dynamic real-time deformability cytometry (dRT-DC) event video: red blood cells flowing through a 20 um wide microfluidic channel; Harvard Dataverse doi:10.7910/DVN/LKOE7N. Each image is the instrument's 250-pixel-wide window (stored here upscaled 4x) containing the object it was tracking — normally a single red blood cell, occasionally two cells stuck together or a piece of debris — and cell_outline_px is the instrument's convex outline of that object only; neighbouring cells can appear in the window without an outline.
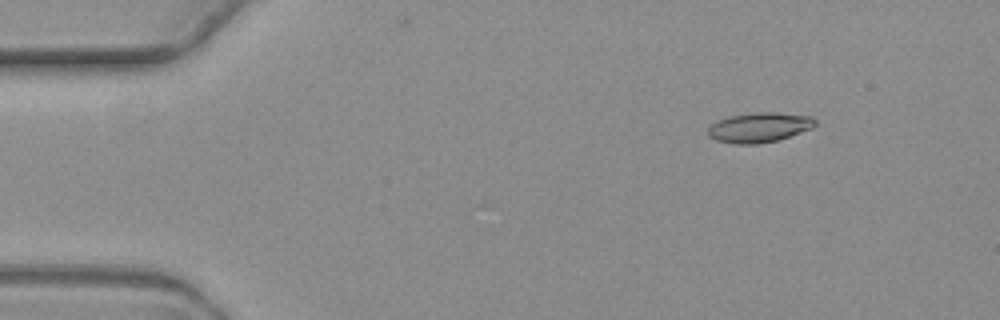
{"species": "common noctule bat (a hibernating species)", "species_latin": "Nyctalus noctula", "temperature_condition": "warm", "stored_images_in_passage": 6, "camera_frame_rate_fps": 3000, "um_per_image_px": 0.085, "animal": {"sex": "female", "body_mass_g": 19.3, "forearm_length_mm": 54.1}, "frame": {"image": 1, "passage_image": 1, "time_ms": 0.0, "image_size_px": [1000, 320], "cell_outline_px": [[816, 124], [812, 128], [776, 140], [756, 144], [736, 144], [716, 140], [708, 136], [708, 128], [716, 120], [728, 116], [760, 112], [776, 112], [812, 116], [816, 120]], "centroid_in_image_um": [64.52, 10.82], "position_along_channel_um": 20.5, "area_um2": 18.55}}
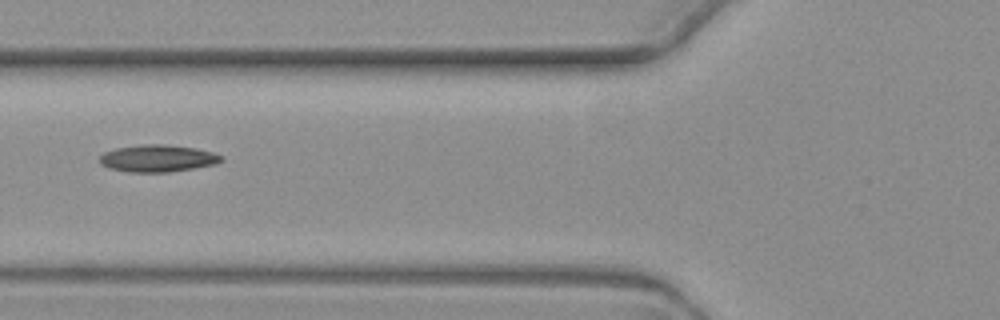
{"frame": {"image": 2, "passage_image": 5, "time_ms": 5.0, "image_size_px": [1000, 320], "cell_outline_px": [[224, 160], [216, 164], [168, 172], [128, 172], [108, 168], [100, 164], [100, 156], [104, 152], [116, 148], [144, 144], [160, 144], [196, 148], [212, 152], [224, 156]], "centroid_in_image_um": [13.4, 13.46], "position_along_channel_um": 112.4, "area_um2": 19.19}}
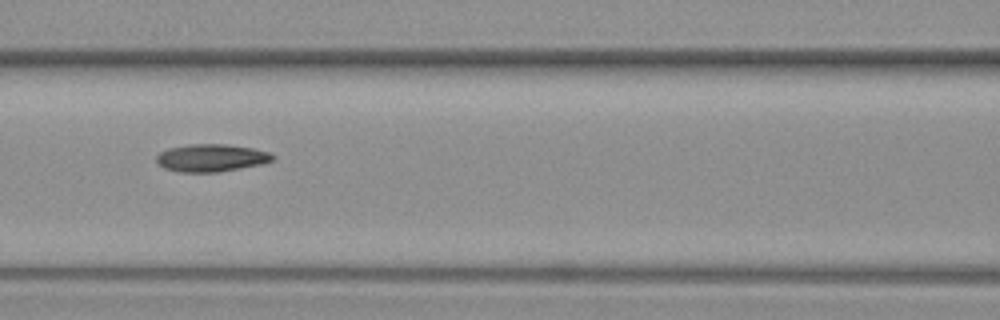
{"frame": {"image": 3, "passage_image": 6, "time_ms": 6.0, "image_size_px": [1000, 320], "cell_outline_px": [[276, 156], [272, 160], [260, 164], [220, 172], [180, 172], [164, 168], [156, 160], [156, 156], [160, 152], [168, 148], [192, 144], [224, 144], [252, 148], [268, 152]], "centroid_in_image_um": [17.94, 13.42], "position_along_channel_um": 148.7, "area_um2": 18.5}}